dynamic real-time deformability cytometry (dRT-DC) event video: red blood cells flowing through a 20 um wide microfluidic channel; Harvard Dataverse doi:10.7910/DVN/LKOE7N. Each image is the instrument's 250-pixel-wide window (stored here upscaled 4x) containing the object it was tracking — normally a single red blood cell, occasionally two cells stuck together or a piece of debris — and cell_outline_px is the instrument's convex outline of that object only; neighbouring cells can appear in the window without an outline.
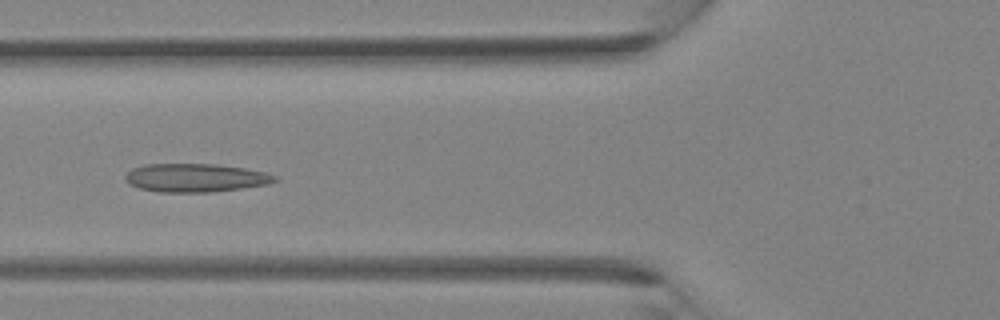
{"species": "Egyptian fruit bat (a non-hibernating species)", "species_latin": "Rousettus aegyptiacus", "temperature_condition": "room temperature", "stored_images_in_passage": 35, "camera_frame_rate_fps": 3000, "um_per_image_px": 0.085, "animal": {"sex": "female"}, "frame": {"image": 1, "passage_image": 11, "time_ms": 3.333, "image_size_px": [1000, 320], "cell_outline_px": [[280, 180], [268, 184], [212, 192], [156, 192], [140, 188], [128, 184], [124, 180], [124, 176], [132, 168], [144, 164], [216, 164], [244, 168], [264, 172], [276, 176]], "centroid_in_image_um": [16.58, 15.11], "position_along_channel_um": 109.2, "area_um2": 24.85}}
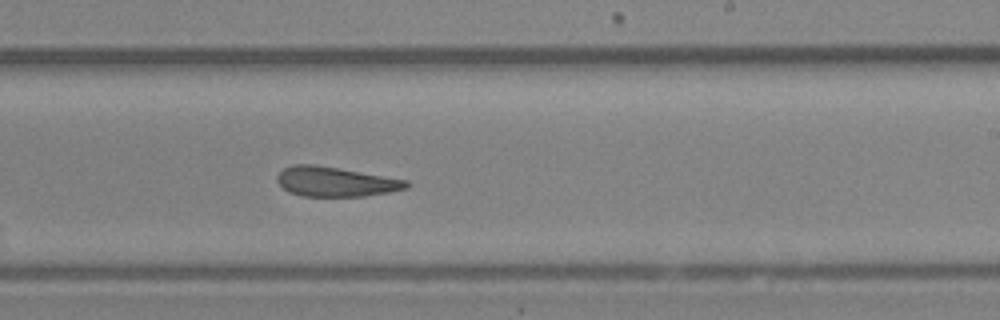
{"frame": {"image": 2, "passage_image": 20, "time_ms": 6.333, "image_size_px": [1000, 320], "cell_outline_px": [[412, 184], [408, 188], [388, 192], [364, 196], [300, 196], [288, 192], [276, 180], [276, 176], [284, 168], [292, 164], [312, 164], [408, 180]], "centroid_in_image_um": [28.51, 15.45], "position_along_channel_um": 260.5, "area_um2": 22.25}}
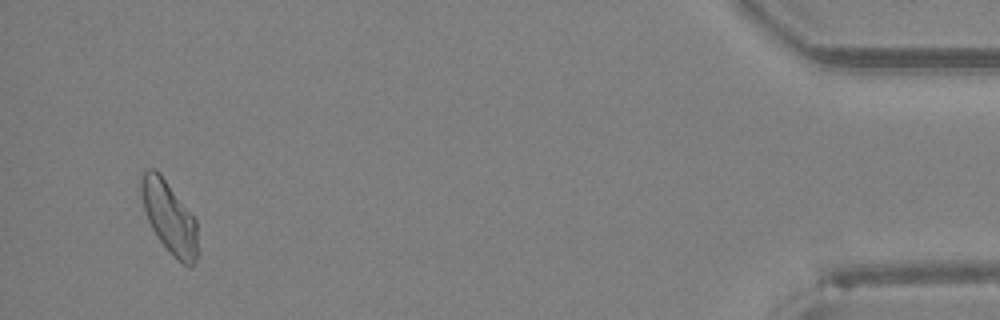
{"frame": {"image": 3, "passage_image": 34, "time_ms": 11.0, "image_size_px": [1000, 320], "cell_outline_px": [[196, 260], [192, 268], [188, 268], [160, 240], [152, 228], [148, 220], [144, 208], [140, 192], [140, 172], [144, 168], [152, 168], [160, 172], [196, 220]], "centroid_in_image_um": [14.35, 18.38], "position_along_channel_um": 420.9, "area_um2": 23.29}}